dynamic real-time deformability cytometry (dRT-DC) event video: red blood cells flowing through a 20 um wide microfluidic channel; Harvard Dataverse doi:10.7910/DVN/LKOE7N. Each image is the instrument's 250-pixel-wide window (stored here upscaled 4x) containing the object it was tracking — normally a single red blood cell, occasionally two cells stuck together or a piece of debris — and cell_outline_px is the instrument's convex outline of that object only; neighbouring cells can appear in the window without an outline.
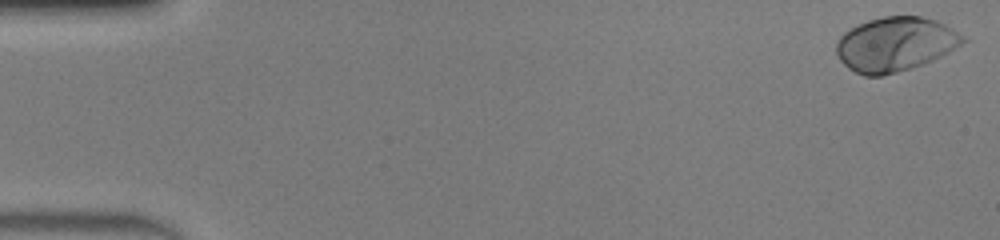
{"species": "human", "species_latin": "Homo sapiens", "temperature_condition": "warm", "stored_images_in_passage": 49, "camera_frame_rate_fps": 3000, "um_per_image_px": 0.085, "donor": {"sex": "male"}, "frame": {"image": 1, "passage_image": 1, "time_ms": 0.0, "image_size_px": [1000, 240], "cell_outline_px": [[968, 40], [948, 52], [924, 64], [912, 68], [880, 76], [864, 76], [848, 68], [840, 60], [836, 52], [836, 44], [840, 36], [844, 32], [868, 20], [884, 16], [920, 16], [936, 20], [952, 28], [964, 36]], "centroid_in_image_um": [76.1, 3.76], "position_along_channel_um": 8.9, "area_um2": 39.88}}
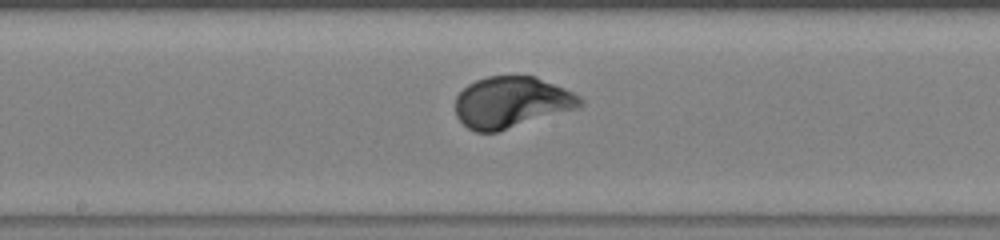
{"frame": {"image": 2, "passage_image": 26, "time_ms": 8.333, "image_size_px": [1000, 240], "cell_outline_px": [[584, 104], [576, 108], [496, 132], [476, 132], [468, 128], [456, 116], [456, 96], [468, 84], [476, 80], [488, 76], [536, 76], [564, 88], [580, 96], [584, 100]], "centroid_in_image_um": [43.46, 8.68], "position_along_channel_um": 204.7, "area_um2": 36.93}}
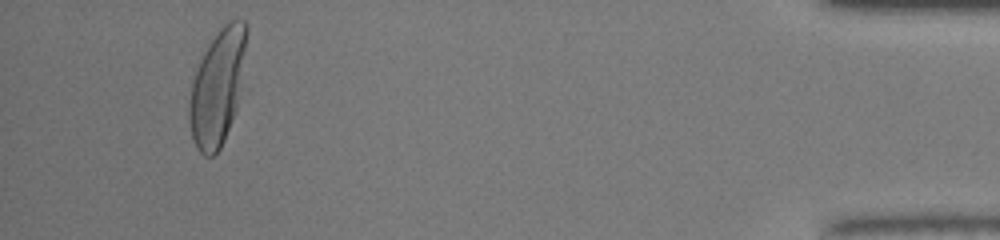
{"frame": {"image": 3, "passage_image": 46, "time_ms": 15.0, "image_size_px": [1000, 240], "cell_outline_px": [[248, 88], [224, 140], [220, 148], [212, 156], [204, 156], [196, 148], [192, 136], [188, 120], [188, 104], [192, 80], [196, 68], [208, 44], [216, 32], [228, 20], [244, 20], [248, 24]], "centroid_in_image_um": [18.61, 7.36], "position_along_channel_um": 416.6, "area_um2": 41.27}}